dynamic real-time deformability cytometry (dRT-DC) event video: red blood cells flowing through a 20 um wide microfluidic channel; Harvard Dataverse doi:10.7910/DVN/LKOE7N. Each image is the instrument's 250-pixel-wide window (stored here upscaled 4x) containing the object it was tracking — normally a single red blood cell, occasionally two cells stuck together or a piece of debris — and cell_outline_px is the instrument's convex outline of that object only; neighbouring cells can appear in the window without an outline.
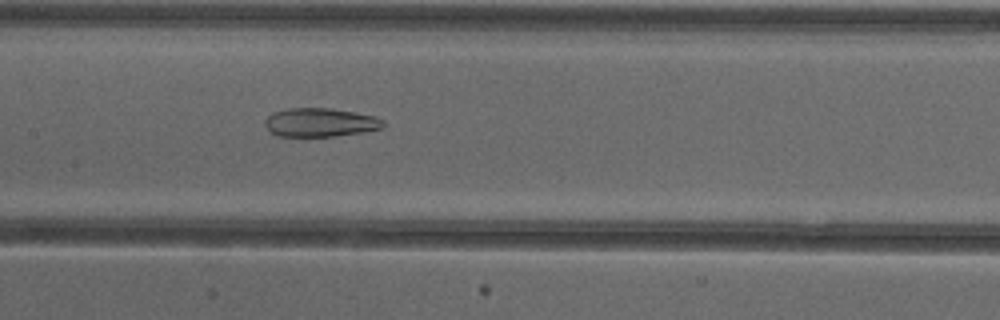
{"species": "common noctule bat (a hibernating species)", "species_latin": "Nyctalus noctula", "temperature_condition": "cold", "stored_images_in_passage": 53, "camera_frame_rate_fps": 3000, "um_per_image_px": 0.085, "animal": {"sex": "female"}, "frame": {"image": 1, "passage_image": 26, "time_ms": 8.333, "image_size_px": [1000, 320], "cell_outline_px": [[384, 128], [336, 136], [276, 136], [264, 124], [264, 120], [268, 116], [276, 112], [288, 108], [328, 108], [356, 112], [376, 116], [384, 120]], "centroid_in_image_um": [27.25, 10.4], "position_along_channel_um": 180.2, "area_um2": 19.71}}
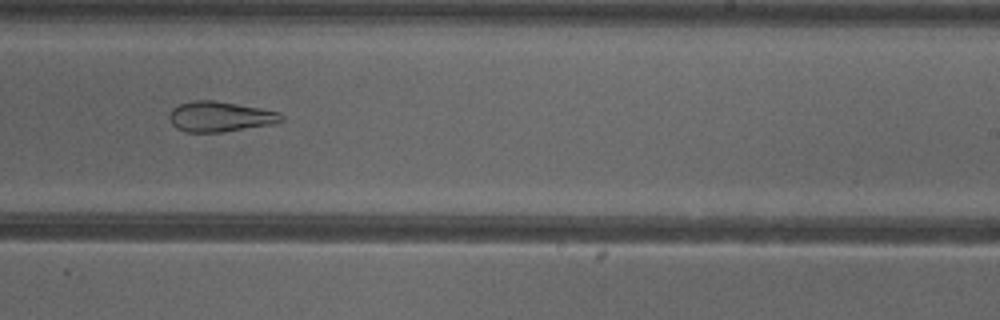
{"frame": {"image": 2, "passage_image": 33, "time_ms": 10.667, "image_size_px": [1000, 320], "cell_outline_px": [[284, 120], [272, 124], [220, 132], [184, 132], [176, 128], [172, 124], [168, 116], [172, 108], [180, 104], [192, 100], [216, 100], [260, 108], [280, 112], [284, 116]], "centroid_in_image_um": [18.69, 9.9], "position_along_channel_um": 270.3, "area_um2": 19.83}}
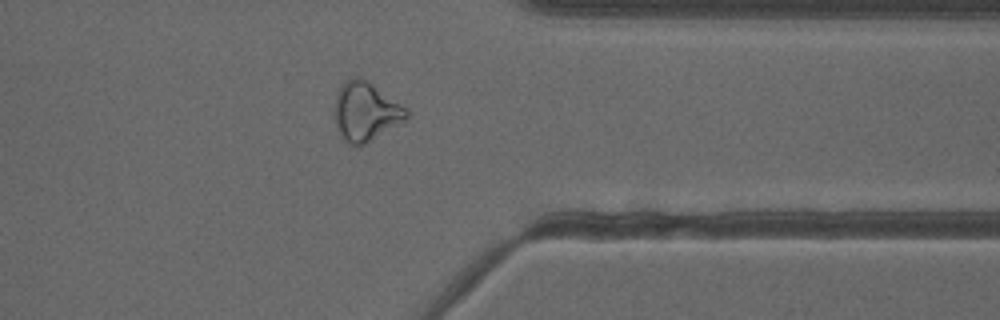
{"frame": {"image": 3, "passage_image": 42, "time_ms": 13.667, "image_size_px": [1000, 320], "cell_outline_px": [[408, 120], [372, 140], [356, 148], [344, 140], [336, 124], [336, 96], [340, 84], [344, 80], [352, 76], [360, 76], [368, 80], [408, 108]], "centroid_in_image_um": [31.12, 9.46], "position_along_channel_um": 380.3, "area_um2": 25.03}, "authors_computed_cell_mechanics": {"area_um2": 25.5476, "velocity_mm_per_s": 3.8868, "shape_relaxation_time_tau1_ms": null, "shape_relaxation_time_tau2_ms": 3.9042, "deformation_change_tau1": null, "deformation_change_tau2": 0.1426}}